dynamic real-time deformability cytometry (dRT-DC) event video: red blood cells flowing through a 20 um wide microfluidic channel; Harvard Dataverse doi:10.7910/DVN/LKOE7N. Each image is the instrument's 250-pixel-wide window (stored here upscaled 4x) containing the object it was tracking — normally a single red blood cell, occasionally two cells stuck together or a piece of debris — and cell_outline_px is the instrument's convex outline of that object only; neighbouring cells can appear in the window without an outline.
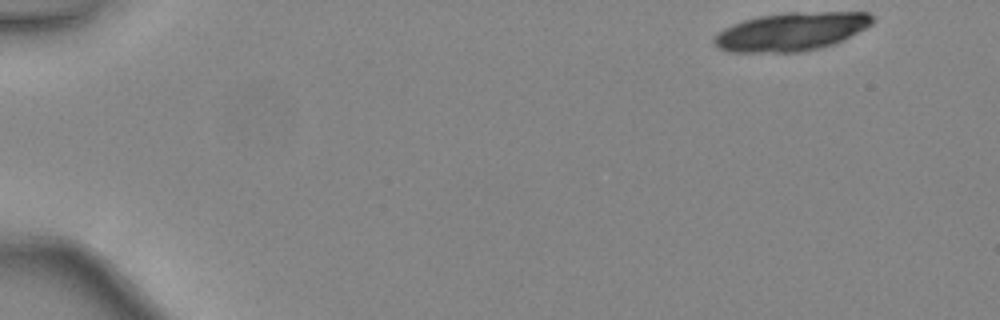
{"species": "common noctule bat (a hibernating species)", "species_latin": "Nyctalus noctula", "temperature_condition": "warm", "stored_images_in_passage": 3, "camera_frame_rate_fps": 3000, "um_per_image_px": 0.085, "animal": {"sex": "female", "body_mass_g": 24.6, "forearm_length_mm": 56.2}, "frame": {"image": 1, "passage_image": 1, "time_ms": 0.0, "image_size_px": [1000, 320], "cell_outline_px": [[876, 20], [872, 24], [844, 40], [836, 44], [820, 48], [800, 52], [728, 52], [716, 48], [712, 40], [724, 28], [744, 20], [760, 16], [784, 12], [868, 12]], "centroid_in_image_um": [67.28, 2.69], "position_along_channel_um": 17.7, "area_um2": 35.6}}